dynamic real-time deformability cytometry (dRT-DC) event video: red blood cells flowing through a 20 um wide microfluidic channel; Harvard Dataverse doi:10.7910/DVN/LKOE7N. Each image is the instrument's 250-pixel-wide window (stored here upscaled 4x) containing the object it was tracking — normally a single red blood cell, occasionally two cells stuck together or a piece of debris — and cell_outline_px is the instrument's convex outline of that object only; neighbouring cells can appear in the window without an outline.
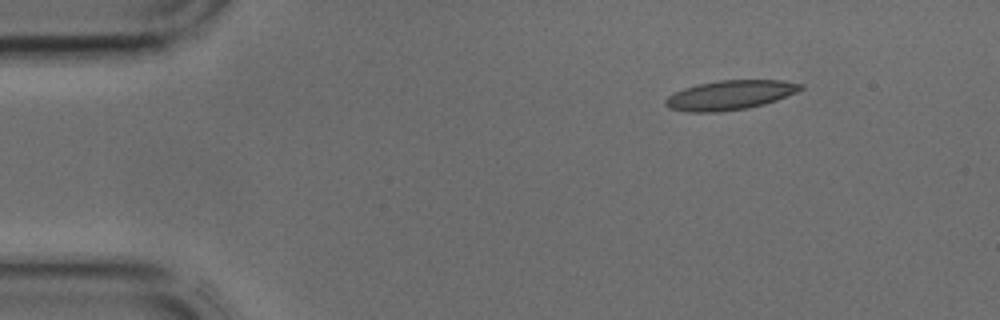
{"species": "common noctule bat (a hibernating species)", "species_latin": "Nyctalus noctula", "temperature_condition": "cold", "stored_images_in_passage": 38, "camera_frame_rate_fps": 3000, "um_per_image_px": 0.085, "animal": {"sex": "male", "body_mass_g": 17.9, "forearm_length_mm": 54.2}, "frame": {"image": 1, "passage_image": 1, "time_ms": 0.0, "image_size_px": [1000, 320], "cell_outline_px": [[804, 88], [796, 92], [776, 100], [764, 104], [748, 108], [716, 112], [688, 112], [672, 108], [664, 104], [664, 100], [668, 96], [684, 88], [700, 84], [720, 80], [780, 80], [804, 84]], "centroid_in_image_um": [62.07, 8.08], "position_along_channel_um": 22.9, "area_um2": 22.95}}
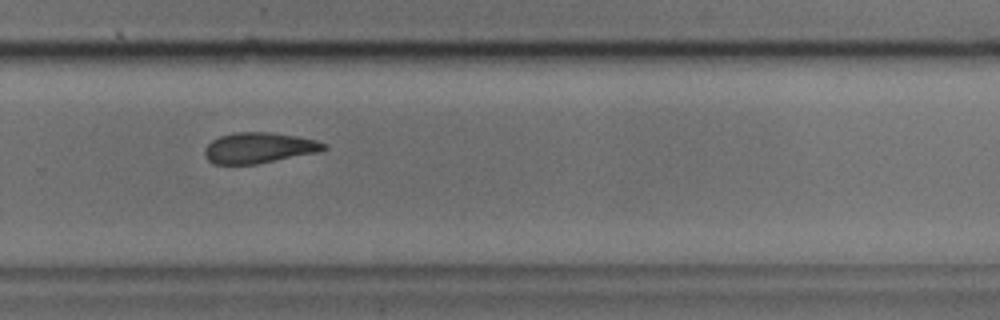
{"frame": {"image": 2, "passage_image": 24, "time_ms": 7.667, "image_size_px": [1000, 320], "cell_outline_px": [[328, 148], [316, 152], [256, 164], [212, 164], [204, 156], [204, 148], [212, 140], [220, 136], [236, 132], [272, 132], [296, 136], [316, 140], [328, 144]], "centroid_in_image_um": [21.98, 12.56], "position_along_channel_um": 307.8, "area_um2": 21.27}}
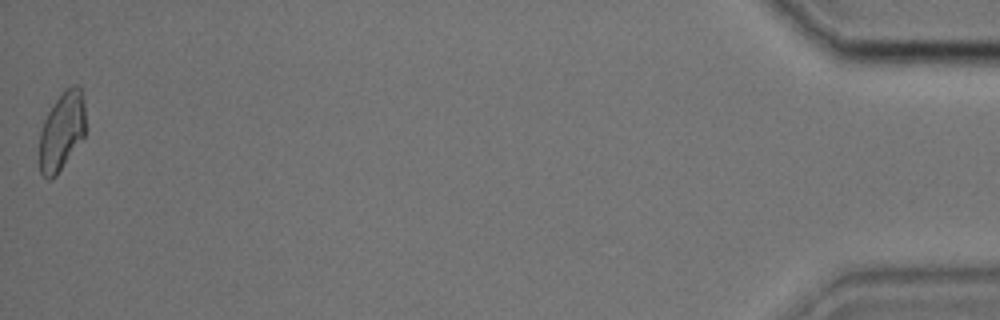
{"frame": {"image": 3, "passage_image": 38, "time_ms": 12.333, "image_size_px": [1000, 320], "cell_outline_px": [[84, 136], [56, 176], [52, 180], [48, 180], [40, 172], [40, 132], [44, 120], [48, 112], [64, 88], [72, 84], [80, 84], [84, 100]], "centroid_in_image_um": [5.25, 11.12], "position_along_channel_um": 429.9, "area_um2": 21.04}}